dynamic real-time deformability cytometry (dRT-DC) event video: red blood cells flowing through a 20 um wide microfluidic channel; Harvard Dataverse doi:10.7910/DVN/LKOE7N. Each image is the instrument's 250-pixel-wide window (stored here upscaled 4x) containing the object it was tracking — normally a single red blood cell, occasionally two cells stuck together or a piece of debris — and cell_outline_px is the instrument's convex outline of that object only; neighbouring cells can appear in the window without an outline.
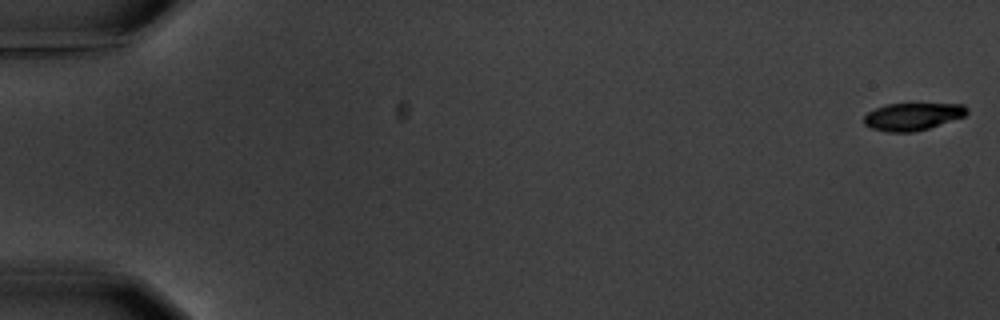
{"species": "common noctule bat (a hibernating species)", "species_latin": "Nyctalus noctula", "temperature_condition": "warm", "stored_images_in_passage": 7, "segment_of_instrument_passage": [1, 2], "camera_frame_rate_fps": 3000, "um_per_image_px": 0.085, "animal": {"sex": "male", "body_mass_g": 20.1, "forearm_length_mm": 53.5}, "frame": {"image": 1, "passage_image": 1, "time_ms": 0.0, "image_size_px": [1000, 320], "cell_outline_px": [[968, 112], [964, 116], [928, 128], [912, 132], [888, 132], [872, 128], [864, 124], [864, 116], [868, 112], [884, 104], [964, 104], [968, 108]], "centroid_in_image_um": [77.56, 9.9], "position_along_channel_um": 7.4, "area_um2": 16.3}}